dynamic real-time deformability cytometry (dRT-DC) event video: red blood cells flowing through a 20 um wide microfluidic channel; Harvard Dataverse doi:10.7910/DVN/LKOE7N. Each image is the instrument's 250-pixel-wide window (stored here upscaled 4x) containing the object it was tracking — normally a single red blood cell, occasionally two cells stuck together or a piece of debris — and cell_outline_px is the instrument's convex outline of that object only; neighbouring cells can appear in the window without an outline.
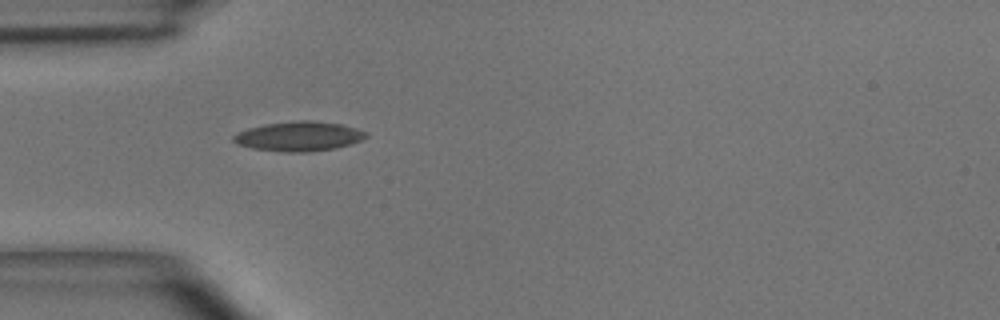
{"species": "common noctule bat (a hibernating species)", "species_latin": "Nyctalus noctula", "temperature_condition": "room temperature", "stored_images_in_passage": 36, "camera_frame_rate_fps": 3000, "um_per_image_px": 0.085, "animal": {"sex": "male", "body_mass_g": 15.6}, "frame": {"image": 1, "passage_image": 1, "time_ms": 0.0, "image_size_px": [1000, 320], "cell_outline_px": [[368, 136], [360, 140], [336, 148], [308, 152], [280, 152], [252, 148], [236, 144], [232, 140], [232, 136], [248, 128], [264, 124], [300, 120], [312, 120], [340, 124], [356, 128], [368, 132]], "centroid_in_image_um": [25.39, 11.59], "position_along_channel_um": 59.6, "area_um2": 22.89}}
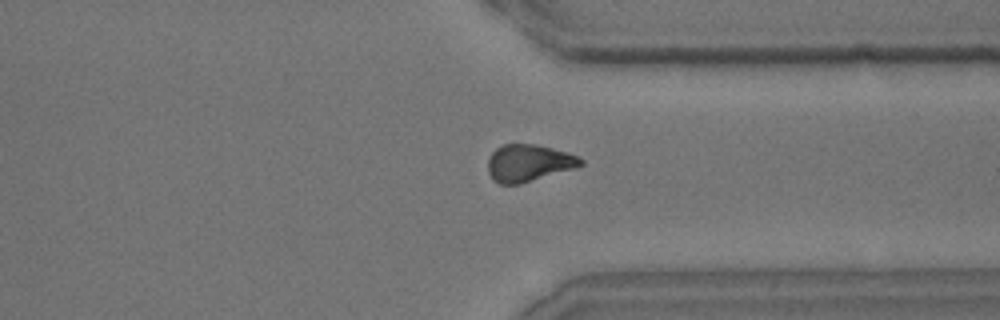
{"frame": {"image": 2, "passage_image": 24, "time_ms": 7.667, "image_size_px": [1000, 320], "cell_outline_px": [[584, 164], [572, 168], [520, 184], [500, 184], [492, 180], [488, 172], [488, 160], [492, 152], [496, 148], [504, 144], [536, 144], [568, 152], [584, 160]], "centroid_in_image_um": [44.9, 13.85], "position_along_channel_um": 366.5, "area_um2": 19.88}}
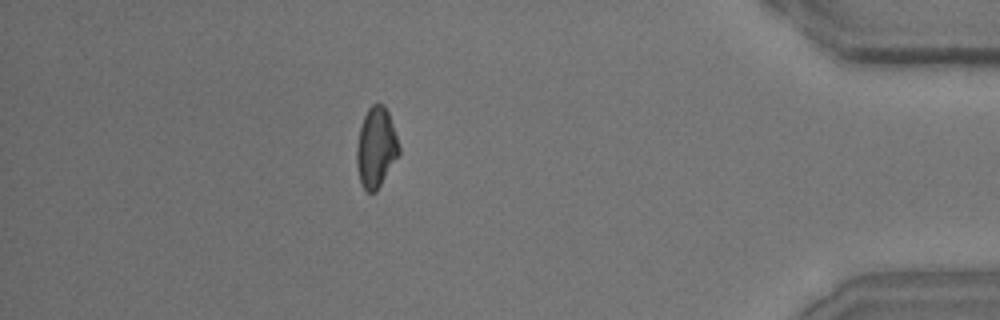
{"frame": {"image": 3, "passage_image": 30, "time_ms": 9.667, "image_size_px": [1000, 320], "cell_outline_px": [[400, 152], [376, 192], [368, 192], [360, 184], [356, 164], [356, 148], [360, 128], [364, 116], [368, 108], [372, 104], [384, 104], [388, 112], [400, 148]], "centroid_in_image_um": [31.94, 12.55], "position_along_channel_um": 403.3, "area_um2": 19.59}, "authors_computed_cell_mechanics": {"area_um2": 20.1722, "velocity_mm_per_s": 4.0283, "shape_relaxation_time_tau1_ms": 4.6362, "shape_relaxation_time_tau2_ms": 3.6033, "deformation_change_tau1": 0.1297, "deformation_change_tau2": 0.0972}}